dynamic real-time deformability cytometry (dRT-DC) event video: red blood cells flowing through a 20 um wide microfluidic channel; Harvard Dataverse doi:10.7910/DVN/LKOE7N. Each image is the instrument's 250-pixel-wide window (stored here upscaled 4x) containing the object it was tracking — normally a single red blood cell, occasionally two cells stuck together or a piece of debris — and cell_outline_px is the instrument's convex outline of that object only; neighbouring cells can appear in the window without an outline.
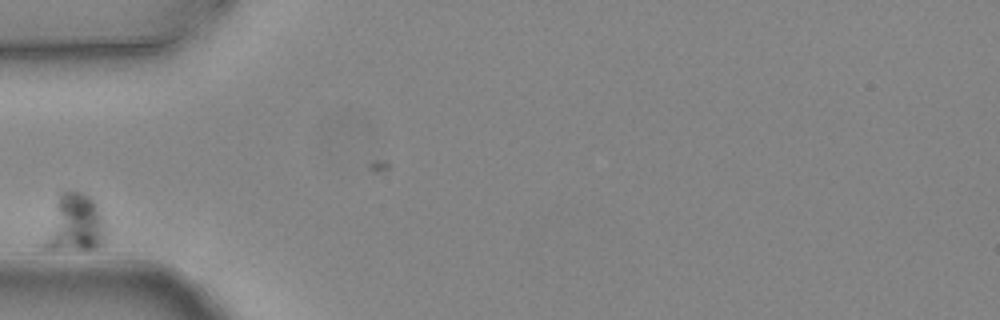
{"species": "common noctule bat (a hibernating species)", "species_latin": "Nyctalus noctula", "temperature_condition": "warm", "stored_images_in_passage": 5, "camera_frame_rate_fps": 3000, "um_per_image_px": 0.085, "animal": {"sex": "female", "body_mass_g": 24.6, "forearm_length_mm": 56.2}, "frame": {"image": 1, "passage_image": 1, "time_ms": 0.0, "image_size_px": [1000, 320], "cell_outline_px": [[104, 244], [96, 248], [44, 248], [44, 240], [60, 192], [76, 188], [88, 196], [96, 204], [100, 212], [104, 224]], "centroid_in_image_um": [6.39, 18.93], "position_along_channel_um": 78.6, "area_um2": 19.94}}
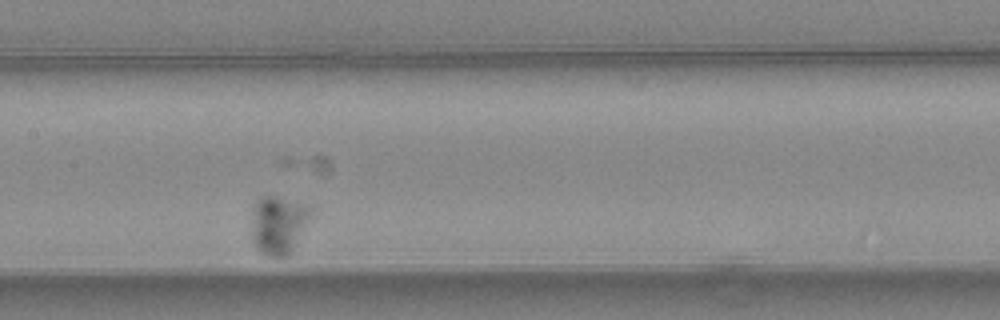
{"frame": {"image": 2, "passage_image": 4, "time_ms": 1.0, "image_size_px": [1000, 320], "cell_outline_px": [[312, 212], [292, 252], [284, 260], [276, 260], [260, 252], [252, 240], [252, 208], [256, 200], [260, 196], [276, 196], [308, 204], [312, 208]], "centroid_in_image_um": [23.65, 19.13], "position_along_channel_um": 183.7, "area_um2": 20.69}}
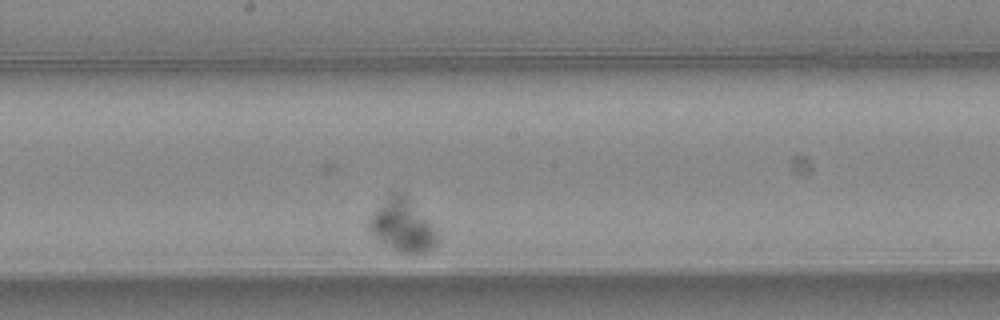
{"frame": {"image": 3, "passage_image": 5, "time_ms": 1.333, "image_size_px": [1000, 320], "cell_outline_px": [[440, 236], [436, 244], [432, 248], [420, 252], [400, 252], [392, 248], [372, 236], [368, 228], [368, 220], [372, 212], [392, 192], [404, 192], [436, 228]], "centroid_in_image_um": [34.2, 19.13], "position_along_channel_um": 214.0, "area_um2": 20.92}}